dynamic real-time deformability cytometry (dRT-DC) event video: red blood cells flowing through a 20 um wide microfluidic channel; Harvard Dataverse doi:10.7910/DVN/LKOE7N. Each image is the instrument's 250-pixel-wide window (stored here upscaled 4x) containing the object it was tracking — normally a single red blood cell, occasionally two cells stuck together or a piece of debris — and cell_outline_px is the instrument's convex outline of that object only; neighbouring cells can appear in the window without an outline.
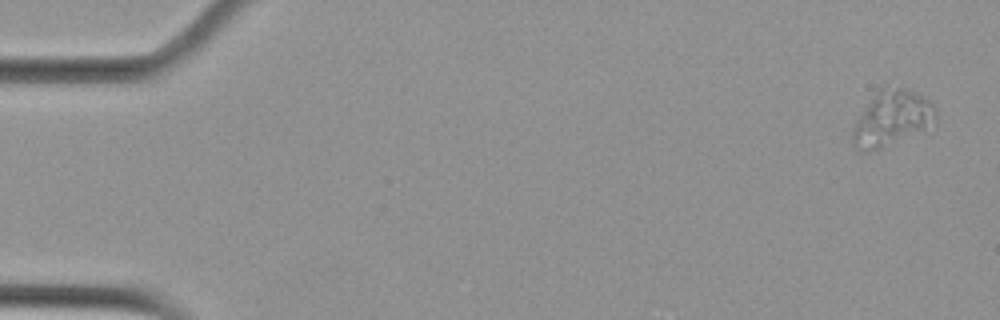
{"species": "Egyptian fruit bat (a non-hibernating species)", "species_latin": "Rousettus aegyptiacus", "temperature_condition": "cold", "stored_images_in_passage": 6, "camera_frame_rate_fps": 3000, "um_per_image_px": 0.085, "animal": {"sex": "female"}, "frame": {"image": 1, "passage_image": 1, "time_ms": 0.0, "image_size_px": [1000, 320], "cell_outline_px": [[936, 124], [880, 148], [868, 152], [860, 152], [856, 148], [852, 140], [852, 128], [860, 112], [876, 92], [884, 84], [904, 88], [924, 96], [936, 108]], "centroid_in_image_um": [75.79, 10.03], "position_along_channel_um": 9.2, "area_um2": 26.93}}
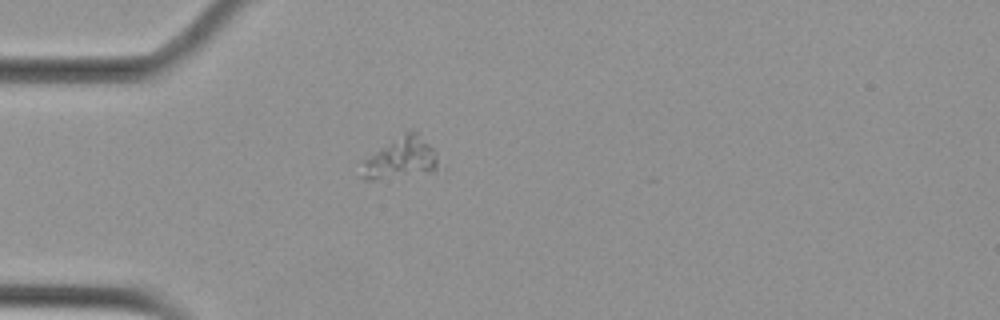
{"frame": {"image": 2, "passage_image": 5, "time_ms": 1.333, "image_size_px": [1000, 320], "cell_outline_px": [[436, 168], [432, 172], [372, 180], [364, 180], [360, 176], [364, 160], [404, 132], [416, 132], [436, 152]], "centroid_in_image_um": [34.04, 13.48], "position_along_channel_um": 51.0, "area_um2": 17.74}}